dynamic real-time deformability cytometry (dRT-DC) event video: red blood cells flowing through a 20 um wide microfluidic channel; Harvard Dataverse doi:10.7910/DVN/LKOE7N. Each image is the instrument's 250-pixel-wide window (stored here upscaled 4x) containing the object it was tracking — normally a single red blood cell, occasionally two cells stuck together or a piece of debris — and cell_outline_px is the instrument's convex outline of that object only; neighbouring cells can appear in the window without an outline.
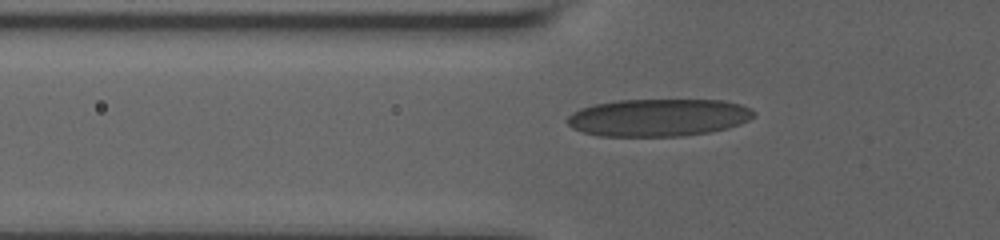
{"species": "human", "species_latin": "Homo sapiens", "temperature_condition": "room temperature", "stored_images_in_passage": 39, "camera_frame_rate_fps": 3000, "um_per_image_px": 0.085, "donor": {"sex": "male"}, "frame": {"image": 1, "passage_image": 6, "time_ms": 1.667, "image_size_px": [1000, 240], "cell_outline_px": [[756, 116], [740, 124], [728, 128], [708, 132], [680, 136], [600, 136], [584, 132], [572, 128], [564, 120], [572, 112], [580, 108], [596, 104], [620, 100], [720, 100], [740, 104], [752, 108], [756, 112]], "centroid_in_image_um": [55.97, 9.99], "position_along_channel_um": 69.8, "area_um2": 40.86}}
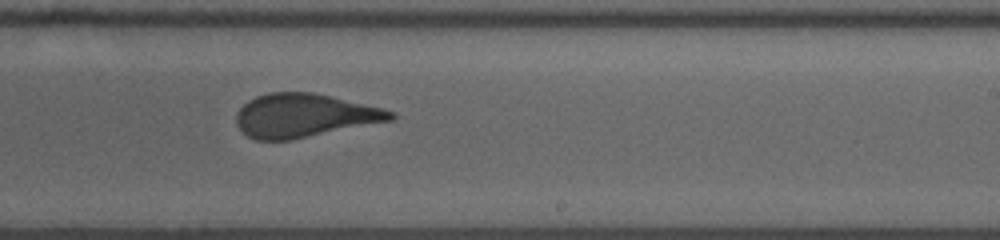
{"frame": {"image": 2, "passage_image": 22, "time_ms": 7.0, "image_size_px": [1000, 240], "cell_outline_px": [[396, 116], [392, 120], [292, 140], [256, 140], [248, 136], [236, 124], [236, 112], [248, 100], [256, 96], [268, 92], [312, 92], [380, 108], [396, 112]], "centroid_in_image_um": [25.82, 9.82], "position_along_channel_um": 263.2, "area_um2": 38.9}}
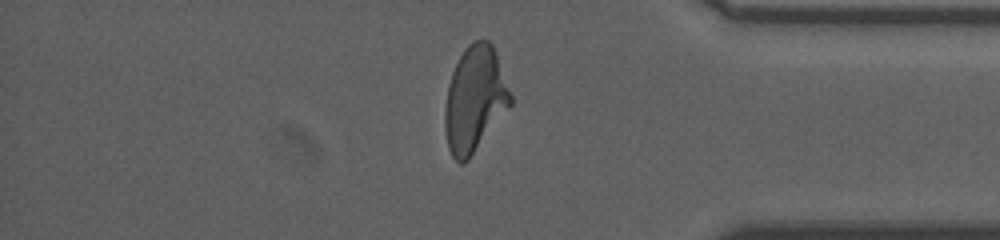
{"frame": {"image": 3, "passage_image": 34, "time_ms": 11.0, "image_size_px": [1000, 240], "cell_outline_px": [[512, 104], [468, 160], [464, 164], [460, 164], [452, 156], [448, 148], [444, 128], [444, 112], [448, 84], [452, 72], [460, 56], [468, 44], [476, 40], [488, 40], [492, 44], [496, 52], [512, 96]], "centroid_in_image_um": [40.34, 8.45], "position_along_channel_um": 394.9, "area_um2": 40.29}}